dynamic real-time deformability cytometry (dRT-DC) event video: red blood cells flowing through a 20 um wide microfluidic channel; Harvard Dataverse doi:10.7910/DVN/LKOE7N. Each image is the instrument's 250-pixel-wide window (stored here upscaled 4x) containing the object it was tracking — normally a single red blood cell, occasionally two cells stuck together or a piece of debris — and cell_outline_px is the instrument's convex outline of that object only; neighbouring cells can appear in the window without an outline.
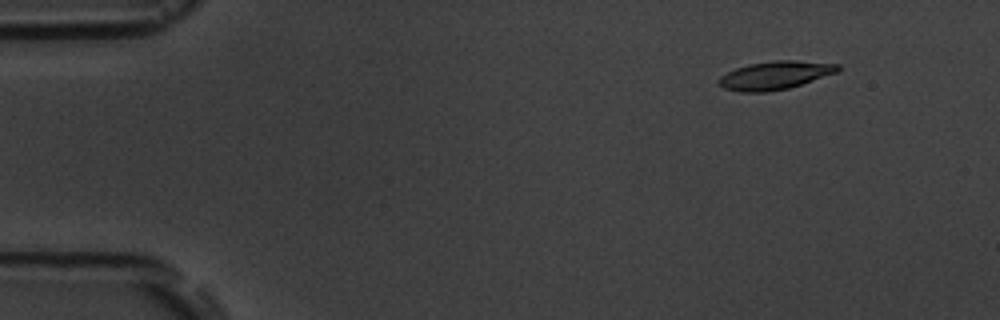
{"species": "common noctule bat (a hibernating species)", "species_latin": "Nyctalus noctula", "temperature_condition": "room temperature", "stored_images_in_passage": 5, "camera_frame_rate_fps": 3000, "um_per_image_px": 0.085, "animal": {"sex": "male", "body_mass_g": 19.5, "forearm_length_mm": 54.6}, "frame": {"image": 1, "passage_image": 1, "time_ms": 0.0, "image_size_px": [1000, 320], "cell_outline_px": [[840, 68], [836, 72], [788, 88], [764, 92], [740, 92], [724, 88], [716, 84], [716, 80], [720, 76], [736, 68], [748, 64], [772, 60], [796, 60], [840, 64]], "centroid_in_image_um": [65.81, 6.39], "position_along_channel_um": 19.2, "area_um2": 19.54}}
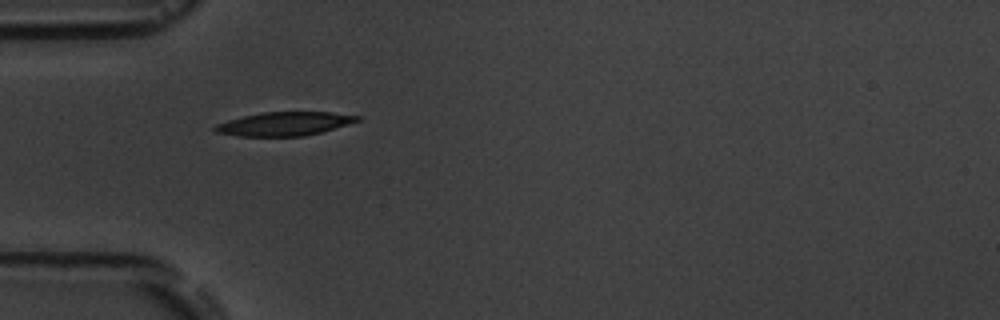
{"frame": {"image": 2, "passage_image": 4, "time_ms": 3.667, "image_size_px": [1000, 320], "cell_outline_px": [[360, 120], [320, 132], [304, 136], [240, 136], [216, 132], [212, 128], [216, 124], [228, 120], [244, 116], [264, 112], [332, 112], [360, 116]], "centroid_in_image_um": [24.15, 10.52], "position_along_channel_um": 60.8, "area_um2": 19.36}}
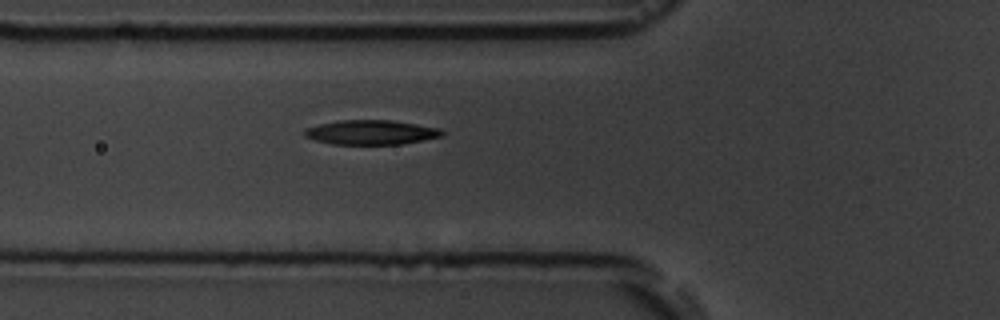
{"frame": {"image": 3, "passage_image": 5, "time_ms": 4.667, "image_size_px": [1000, 320], "cell_outline_px": [[444, 136], [400, 144], [332, 144], [316, 140], [304, 136], [304, 128], [320, 124], [340, 120], [392, 120], [440, 128], [444, 132]], "centroid_in_image_um": [31.55, 11.24], "position_along_channel_um": 94.3, "area_um2": 19.59}}